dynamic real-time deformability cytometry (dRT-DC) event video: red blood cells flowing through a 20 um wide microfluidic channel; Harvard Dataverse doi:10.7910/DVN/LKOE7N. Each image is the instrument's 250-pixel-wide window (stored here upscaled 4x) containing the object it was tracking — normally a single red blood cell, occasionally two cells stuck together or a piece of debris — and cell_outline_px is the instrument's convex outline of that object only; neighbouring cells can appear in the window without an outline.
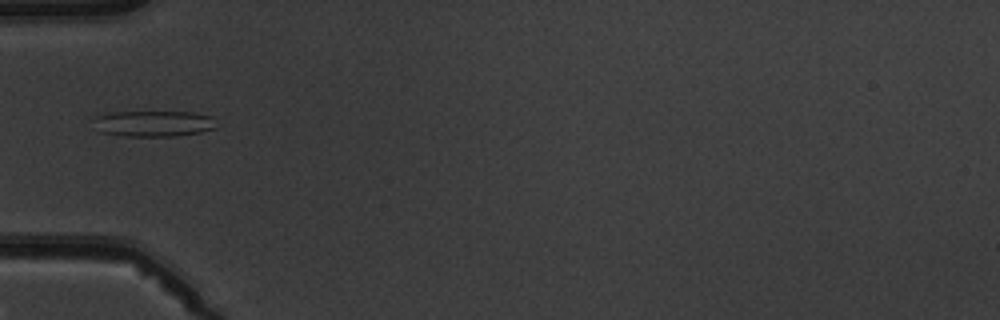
{"species": "common noctule bat (a hibernating species)", "species_latin": "Nyctalus noctula", "temperature_condition": "warm", "stored_images_in_passage": 5, "camera_frame_rate_fps": 3000, "um_per_image_px": 0.085, "animal": {"sex": "male", "body_mass_g": 19.5, "forearm_length_mm": 54.6}, "frame": {"image": 1, "passage_image": 5, "time_ms": 4.667, "image_size_px": [1000, 320], "cell_outline_px": [[216, 128], [200, 132], [176, 136], [128, 136], [100, 132], [96, 116], [112, 112], [196, 112], [212, 116]], "centroid_in_image_um": [13.14, 10.5], "position_along_channel_um": 71.9, "area_um2": 18.26}}